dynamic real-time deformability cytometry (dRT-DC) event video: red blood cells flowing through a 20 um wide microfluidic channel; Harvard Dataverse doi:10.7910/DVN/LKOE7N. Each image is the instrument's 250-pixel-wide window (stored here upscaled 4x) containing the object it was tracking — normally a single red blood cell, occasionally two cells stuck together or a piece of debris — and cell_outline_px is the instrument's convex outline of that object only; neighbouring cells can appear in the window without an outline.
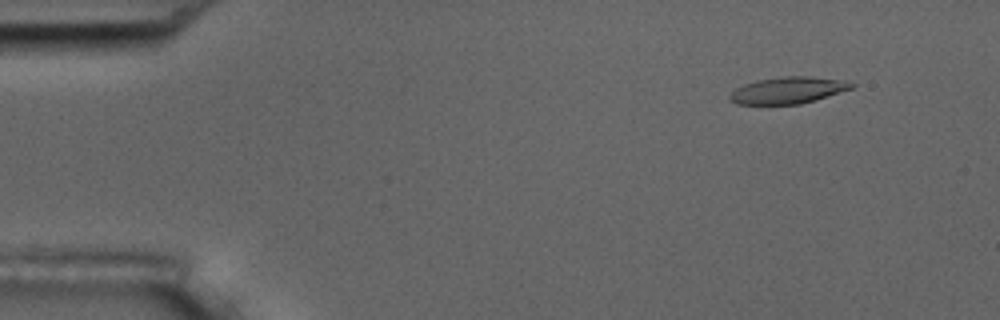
{"species": "common noctule bat (a hibernating species)", "species_latin": "Nyctalus noctula", "temperature_condition": "room temperature", "stored_images_in_passage": 6, "camera_frame_rate_fps": 3000, "um_per_image_px": 0.085, "animal": {"sex": "male", "body_mass_g": 17.5, "forearm_length_mm": 52.3}, "frame": {"image": 1, "passage_image": 2, "time_ms": 1.333, "image_size_px": [1000, 320], "cell_outline_px": [[856, 84], [852, 88], [816, 100], [800, 104], [736, 104], [728, 100], [728, 96], [736, 88], [744, 84], [756, 80], [784, 76], [812, 76], [848, 80]], "centroid_in_image_um": [67.0, 7.66], "position_along_channel_um": 18.0, "area_um2": 19.13}}